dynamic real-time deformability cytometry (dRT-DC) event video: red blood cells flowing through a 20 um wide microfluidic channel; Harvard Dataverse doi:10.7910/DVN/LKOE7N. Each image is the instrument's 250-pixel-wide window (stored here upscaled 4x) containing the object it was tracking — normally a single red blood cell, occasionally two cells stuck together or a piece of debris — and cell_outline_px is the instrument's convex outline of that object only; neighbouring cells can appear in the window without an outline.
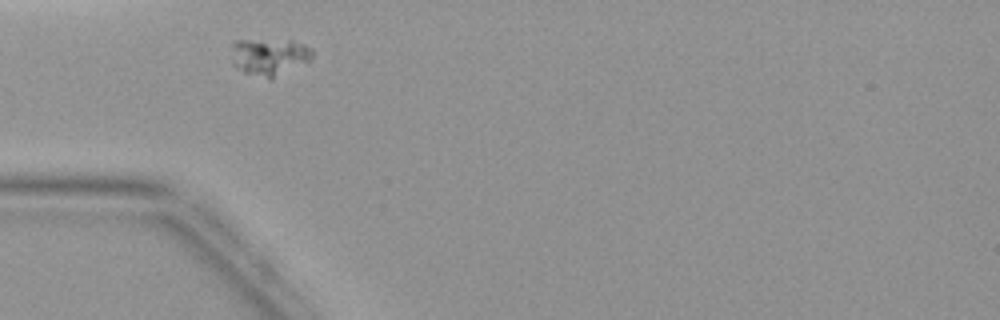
{"species": "common noctule bat (a hibernating species)", "species_latin": "Nyctalus noctula", "temperature_condition": "warm", "stored_images_in_passage": 3, "camera_frame_rate_fps": 3000, "um_per_image_px": 0.085, "animal": {"sex": "female", "body_mass_g": 19.9}, "frame": {"image": 1, "passage_image": 1, "time_ms": 0.0, "image_size_px": [1000, 320], "cell_outline_px": [[312, 60], [308, 64], [268, 80], [244, 72], [232, 64], [232, 44], [236, 40], [292, 40], [304, 44], [312, 48]], "centroid_in_image_um": [22.94, 4.84], "position_along_channel_um": 62.1, "area_um2": 17.98}}
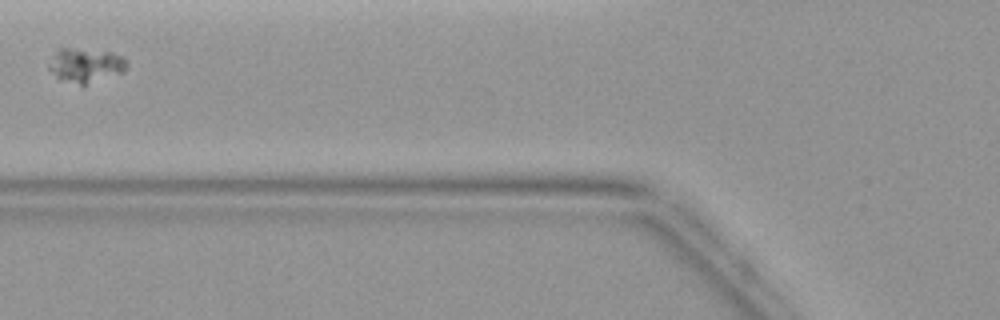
{"frame": {"image": 2, "passage_image": 2, "time_ms": 1.333, "image_size_px": [1000, 320], "cell_outline_px": [[128, 64], [124, 72], [84, 84], [80, 84], [60, 80], [48, 68], [48, 64], [56, 52], [60, 48], [68, 48], [112, 52], [128, 60]], "centroid_in_image_um": [7.29, 5.54], "position_along_channel_um": 118.5, "area_um2": 15.26}}